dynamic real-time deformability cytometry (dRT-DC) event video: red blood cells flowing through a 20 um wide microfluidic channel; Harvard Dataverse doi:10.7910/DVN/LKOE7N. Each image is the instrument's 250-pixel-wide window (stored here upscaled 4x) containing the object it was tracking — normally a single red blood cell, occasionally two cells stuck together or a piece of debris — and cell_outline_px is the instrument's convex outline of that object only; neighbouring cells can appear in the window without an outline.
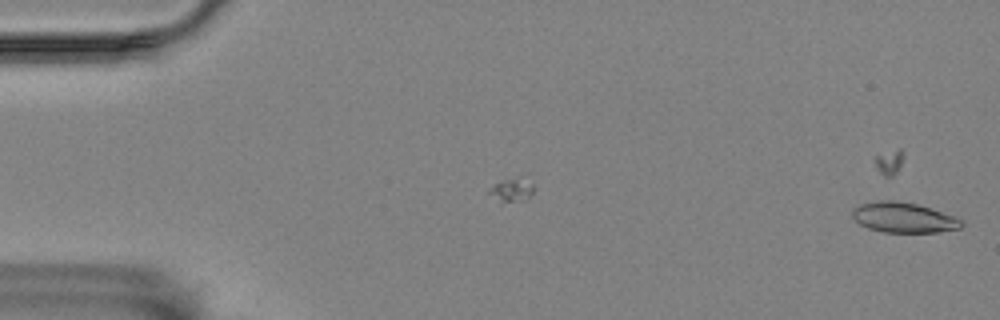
{"species": "Egyptian fruit bat (a non-hibernating species)", "species_latin": "Rousettus aegyptiacus", "temperature_condition": "room temperature", "stored_images_in_passage": 45, "camera_frame_rate_fps": 3000, "um_per_image_px": 0.085, "animal": {"sex": "female"}, "frame": {"image": 1, "passage_image": 1, "time_ms": 0.0, "image_size_px": [1000, 320], "cell_outline_px": [[964, 224], [960, 228], [940, 232], [884, 232], [868, 228], [860, 224], [852, 216], [852, 208], [860, 204], [876, 200], [892, 200], [916, 204], [956, 216], [964, 220]], "centroid_in_image_um": [76.82, 18.49], "position_along_channel_um": 8.2, "area_um2": 19.31}}